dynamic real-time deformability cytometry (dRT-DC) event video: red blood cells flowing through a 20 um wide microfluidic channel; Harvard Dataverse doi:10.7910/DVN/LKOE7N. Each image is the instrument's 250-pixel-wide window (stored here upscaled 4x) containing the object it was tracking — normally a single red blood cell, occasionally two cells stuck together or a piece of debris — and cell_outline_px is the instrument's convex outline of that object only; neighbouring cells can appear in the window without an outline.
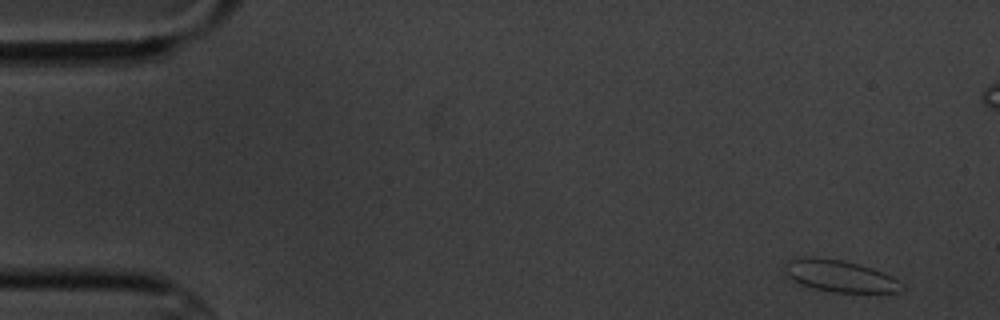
{"species": "common noctule bat (a hibernating species)", "species_latin": "Nyctalus noctula", "temperature_condition": "cold", "stored_images_in_passage": 6, "segment_of_instrument_passage": [1, 2], "camera_frame_rate_fps": 3000, "um_per_image_px": 0.085, "animal": {"sex": "male", "body_mass_g": 20.1, "forearm_length_mm": 53.5}, "frame": {"image": 1, "passage_image": 1, "time_ms": 0.0, "image_size_px": [1000, 320], "cell_outline_px": [[904, 288], [900, 292], [832, 292], [812, 288], [800, 284], [792, 280], [784, 272], [784, 264], [788, 260], [800, 256], [816, 256], [844, 260], [860, 264], [872, 268], [892, 276]], "centroid_in_image_um": [71.31, 23.43], "position_along_channel_um": 13.7, "area_um2": 21.96}}